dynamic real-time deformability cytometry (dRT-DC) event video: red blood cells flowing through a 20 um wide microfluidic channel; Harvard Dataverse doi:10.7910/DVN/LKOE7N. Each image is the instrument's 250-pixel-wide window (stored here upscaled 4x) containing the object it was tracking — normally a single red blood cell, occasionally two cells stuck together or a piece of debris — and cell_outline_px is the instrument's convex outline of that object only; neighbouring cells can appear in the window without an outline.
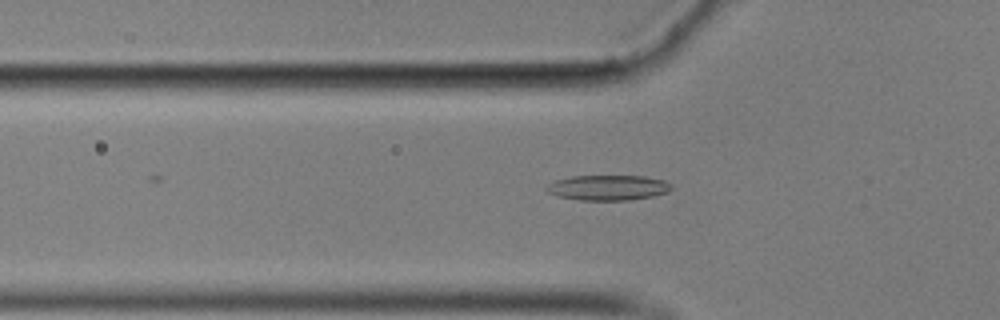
{"species": "common noctule bat (a hibernating species)", "species_latin": "Nyctalus noctula", "temperature_condition": "cold", "stored_images_in_passage": 21, "camera_frame_rate_fps": 3000, "um_per_image_px": 0.085, "animal": {"sex": "male", "body_mass_g": 17.9}, "frame": {"image": 1, "passage_image": 18, "time_ms": 5.667, "image_size_px": [1000, 320], "cell_outline_px": [[672, 188], [668, 192], [652, 196], [628, 200], [580, 200], [556, 196], [548, 192], [544, 188], [548, 184], [556, 180], [572, 176], [644, 176], [664, 180], [672, 184]], "centroid_in_image_um": [51.67, 15.95], "position_along_channel_um": 74.1, "area_um2": 18.38}}
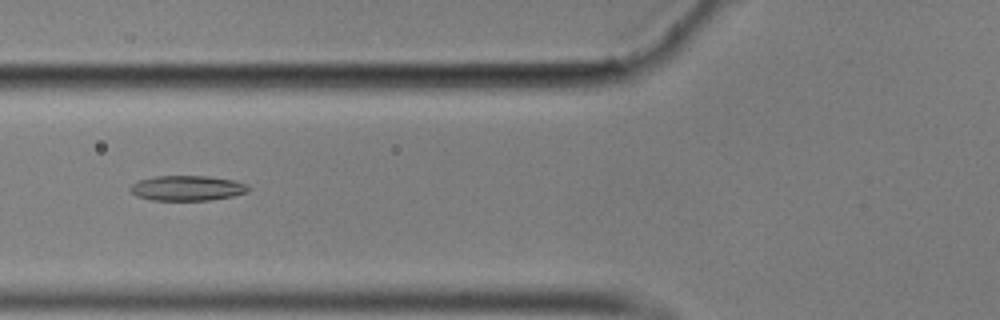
{"frame": {"image": 2, "passage_image": 21, "time_ms": 6.667, "image_size_px": [1000, 320], "cell_outline_px": [[248, 192], [232, 196], [208, 200], [152, 200], [136, 196], [128, 188], [132, 184], [140, 180], [156, 176], [208, 176], [232, 180], [248, 184]], "centroid_in_image_um": [15.9, 15.99], "position_along_channel_um": 109.9, "area_um2": 17.17}}